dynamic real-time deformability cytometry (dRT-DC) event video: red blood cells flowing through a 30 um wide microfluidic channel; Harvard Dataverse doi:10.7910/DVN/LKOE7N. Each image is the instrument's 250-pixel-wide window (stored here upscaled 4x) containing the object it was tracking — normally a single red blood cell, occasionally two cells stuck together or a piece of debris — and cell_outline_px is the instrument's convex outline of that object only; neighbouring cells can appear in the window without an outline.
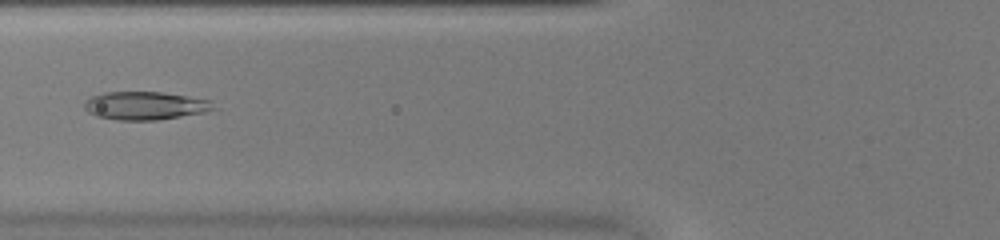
{"species": "common noctule bat (a hibernating species)", "species_latin": "Nyctalus noctula", "temperature_condition": "warm", "stored_images_in_passage": 48, "camera_frame_rate_fps": 3000, "um_per_image_px": 0.085, "animal": {"sex": "female", "body_mass_g": 20.0, "forearm_length_mm": 54.0}, "frame": {"image": 1, "passage_image": 20, "time_ms": 6.333, "image_size_px": [1000, 240], "cell_outline_px": [[220, 108], [204, 112], [156, 120], [120, 120], [96, 116], [88, 112], [84, 108], [84, 100], [92, 96], [104, 92], [164, 92], [212, 100]], "centroid_in_image_um": [12.38, 8.97], "position_along_channel_um": 113.4, "area_um2": 21.39}}
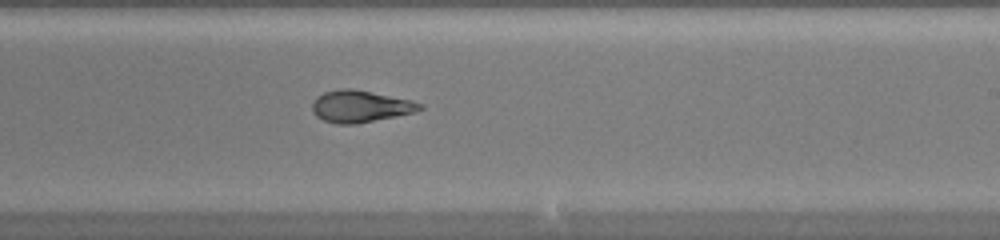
{"frame": {"image": 2, "passage_image": 30, "time_ms": 9.667, "image_size_px": [1000, 240], "cell_outline_px": [[424, 108], [412, 112], [396, 116], [356, 124], [336, 124], [324, 120], [316, 116], [312, 112], [312, 104], [316, 96], [324, 92], [340, 88], [352, 88], [412, 100], [424, 104]], "centroid_in_image_um": [30.6, 9.03], "position_along_channel_um": 258.4, "area_um2": 20.06}}
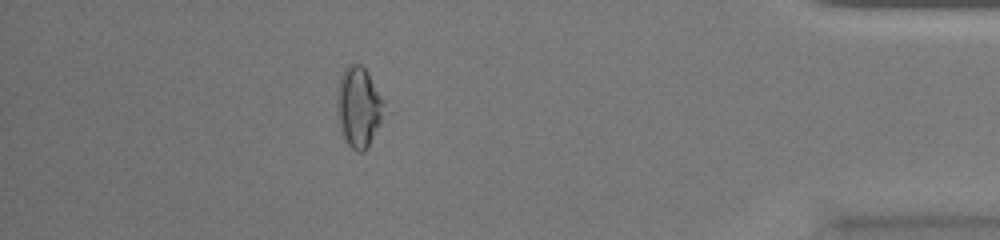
{"frame": {"image": 3, "passage_image": 43, "time_ms": 14.0, "image_size_px": [1000, 240], "cell_outline_px": [[384, 104], [380, 124], [368, 148], [364, 152], [356, 152], [348, 144], [340, 128], [336, 112], [336, 92], [340, 76], [344, 68], [348, 64], [360, 64], [368, 72], [384, 100]], "centroid_in_image_um": [30.46, 9.09], "position_along_channel_um": 404.7, "area_um2": 22.25}, "authors_computed_cell_mechanics": {"area_um2": 21.6461, "velocity_mm_per_s": 4.3544, "shape_relaxation_time_tau1_ms": null, "shape_relaxation_time_tau2_ms": 1.4002, "deformation_change_tau1": null, "deformation_change_tau2": 0.0634}}